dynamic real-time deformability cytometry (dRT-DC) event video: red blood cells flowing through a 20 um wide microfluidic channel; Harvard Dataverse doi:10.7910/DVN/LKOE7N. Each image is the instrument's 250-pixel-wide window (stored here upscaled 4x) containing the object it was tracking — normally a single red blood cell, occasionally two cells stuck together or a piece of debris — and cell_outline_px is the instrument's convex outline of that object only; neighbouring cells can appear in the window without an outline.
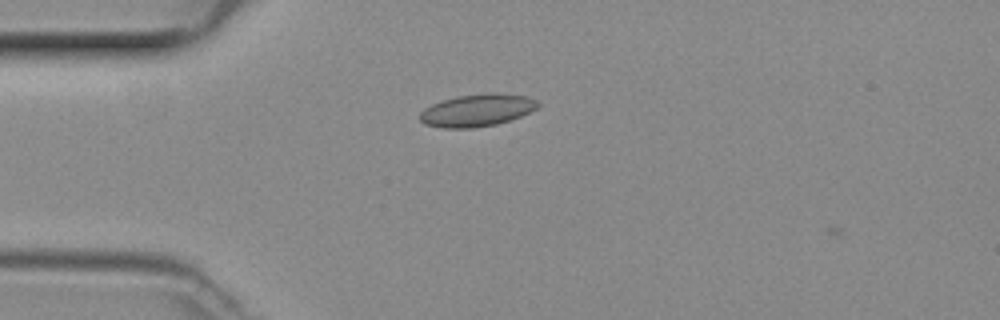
{"species": "common noctule bat (a hibernating species)", "species_latin": "Nyctalus noctula", "temperature_condition": "room temperature", "stored_images_in_passage": 3, "camera_frame_rate_fps": 3000, "um_per_image_px": 0.085, "animal": {"sex": "female", "body_mass_g": 29.2, "forearm_length_mm": 56.3}, "frame": {"image": 1, "passage_image": 2, "time_ms": 0.333, "image_size_px": [1000, 320], "cell_outline_px": [[540, 104], [536, 108], [520, 116], [496, 124], [472, 128], [444, 128], [424, 124], [420, 120], [420, 112], [424, 108], [440, 100], [456, 96], [488, 92], [496, 92], [528, 96], [536, 100]], "centroid_in_image_um": [40.53, 9.35], "position_along_channel_um": 44.5, "area_um2": 22.37}}